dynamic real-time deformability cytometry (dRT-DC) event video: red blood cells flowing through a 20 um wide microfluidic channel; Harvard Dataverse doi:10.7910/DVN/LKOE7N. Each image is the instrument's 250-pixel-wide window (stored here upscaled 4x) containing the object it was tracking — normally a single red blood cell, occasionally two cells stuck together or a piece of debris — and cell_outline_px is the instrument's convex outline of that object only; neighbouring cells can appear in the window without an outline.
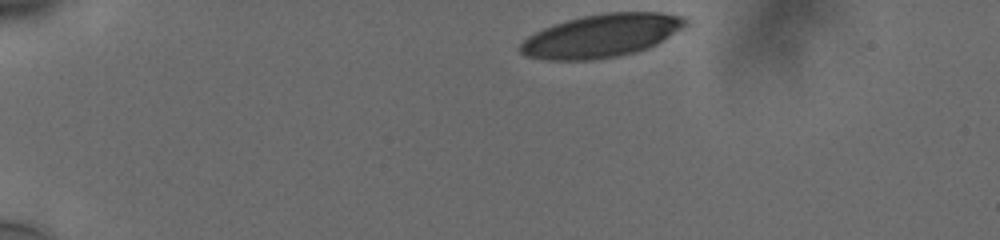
{"species": "human", "species_latin": "Homo sapiens", "temperature_condition": "cold", "stored_images_in_passage": 38, "camera_frame_rate_fps": 3000, "um_per_image_px": 0.085, "donor": {"sex": "male"}, "frame": {"image": 1, "passage_image": 1, "time_ms": 0.0, "image_size_px": [1000, 240], "cell_outline_px": [[688, 24], [660, 40], [644, 48], [632, 52], [612, 56], [580, 60], [552, 60], [528, 56], [520, 52], [520, 44], [528, 36], [552, 24], [584, 16], [604, 12], [660, 12], [684, 16], [688, 20]], "centroid_in_image_um": [51.09, 3.0], "position_along_channel_um": 33.9, "area_um2": 40.46}}
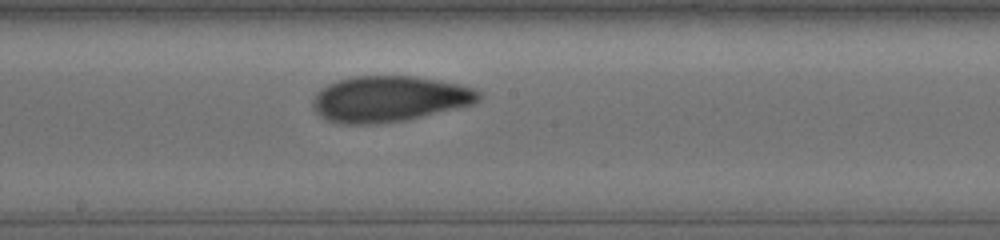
{"frame": {"image": 2, "passage_image": 22, "time_ms": 7.0, "image_size_px": [1000, 240], "cell_outline_px": [[480, 96], [472, 104], [408, 120], [376, 124], [344, 124], [328, 120], [320, 116], [316, 112], [312, 104], [312, 100], [320, 88], [328, 84], [340, 80], [356, 76], [412, 76], [460, 84], [472, 88], [480, 92]], "centroid_in_image_um": [33.05, 8.41], "position_along_channel_um": 215.2, "area_um2": 44.1}}
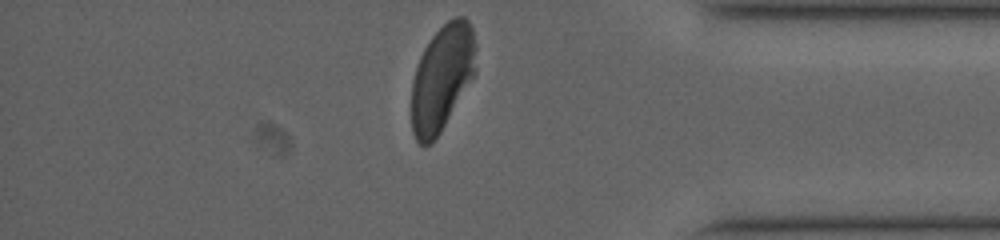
{"frame": {"image": 3, "passage_image": 38, "time_ms": 12.333, "image_size_px": [1000, 240], "cell_outline_px": [[476, 72], [440, 132], [432, 144], [420, 144], [416, 140], [412, 132], [412, 84], [416, 68], [420, 56], [424, 48], [432, 36], [448, 20], [456, 16], [464, 16], [468, 20], [472, 28], [476, 44]], "centroid_in_image_um": [37.59, 6.59], "position_along_channel_um": 397.6, "area_um2": 39.65}, "authors_computed_cell_mechanics": {"area_um2": 42.8876, "velocity_mm_per_s": 3.7486, "shape_relaxation_time_tau1_ms": 4.6705, "shape_relaxation_time_tau2_ms": 1.3726, "deformation_change_tau1": 0.165, "deformation_change_tau2": 0.0653}}